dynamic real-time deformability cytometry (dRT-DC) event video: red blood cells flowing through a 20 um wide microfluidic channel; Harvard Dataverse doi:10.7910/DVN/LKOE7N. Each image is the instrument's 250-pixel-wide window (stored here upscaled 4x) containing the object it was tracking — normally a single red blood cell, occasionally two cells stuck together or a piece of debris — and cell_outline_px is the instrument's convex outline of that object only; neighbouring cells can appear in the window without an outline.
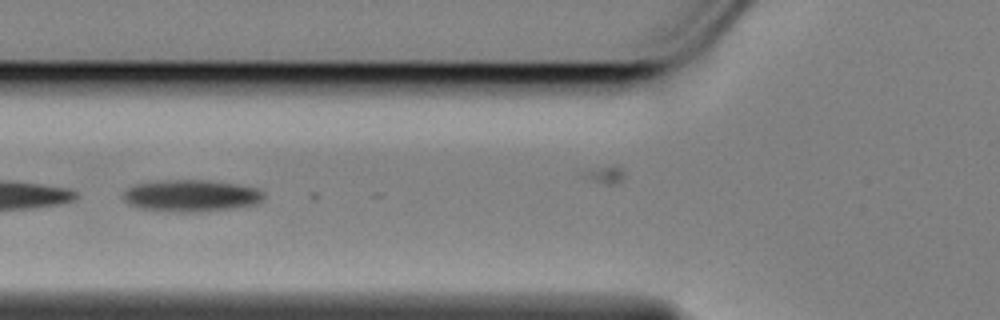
{"species": "Egyptian fruit bat (a non-hibernating species)", "species_latin": "Rousettus aegyptiacus", "temperature_condition": "cold", "stored_images_in_passage": 21, "camera_frame_rate_fps": 3000, "um_per_image_px": 0.085, "animal": {"sex": "female"}, "frame": {"image": 1, "passage_image": 10, "time_ms": 3.0, "image_size_px": [1000, 320], "cell_outline_px": [[264, 200], [256, 204], [236, 208], [196, 212], [172, 212], [136, 208], [128, 204], [124, 200], [124, 192], [132, 184], [164, 180], [204, 180], [236, 184], [256, 188], [264, 192]], "centroid_in_image_um": [16.23, 16.64], "position_along_channel_um": 109.6, "area_um2": 26.36}}